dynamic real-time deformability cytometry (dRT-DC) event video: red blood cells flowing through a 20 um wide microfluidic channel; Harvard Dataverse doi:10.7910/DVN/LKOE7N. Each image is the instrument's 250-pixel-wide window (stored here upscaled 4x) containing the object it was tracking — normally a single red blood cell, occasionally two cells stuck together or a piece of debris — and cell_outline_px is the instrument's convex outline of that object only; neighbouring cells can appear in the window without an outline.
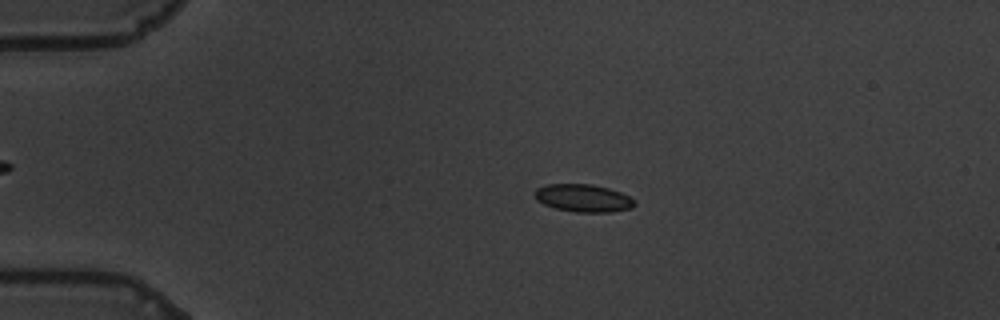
{"species": "common noctule bat (a hibernating species)", "species_latin": "Nyctalus noctula", "temperature_condition": "warm", "stored_images_in_passage": 59, "camera_frame_rate_fps": 3000, "um_per_image_px": 0.085, "animal": {"sex": "male", "body_mass_g": 19.5, "forearm_length_mm": 54.6}, "frame": {"image": 1, "passage_image": 13, "time_ms": 4.0, "image_size_px": [1000, 320], "cell_outline_px": [[636, 204], [632, 208], [612, 212], [576, 212], [556, 208], [544, 204], [536, 200], [536, 188], [548, 184], [592, 184], [608, 188], [620, 192], [636, 200]], "centroid_in_image_um": [49.61, 16.84], "position_along_channel_um": 35.4, "area_um2": 16.07}}
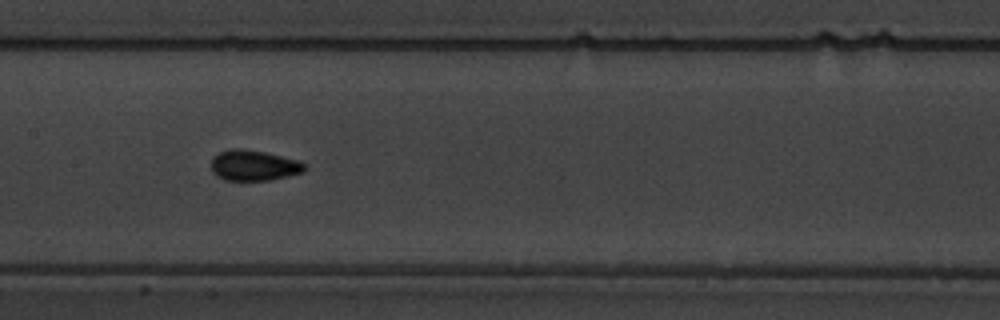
{"frame": {"image": 2, "passage_image": 30, "time_ms": 9.667, "image_size_px": [1000, 320], "cell_outline_px": [[308, 168], [304, 172], [288, 176], [268, 180], [224, 180], [216, 176], [212, 172], [212, 156], [228, 148], [244, 148], [264, 152], [296, 160], [304, 164]], "centroid_in_image_um": [21.54, 14.05], "position_along_channel_um": 185.9, "area_um2": 16.7}}
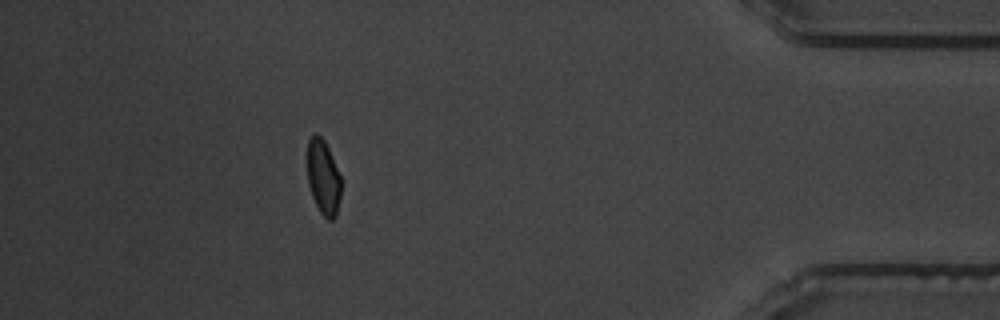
{"frame": {"image": 3, "passage_image": 53, "time_ms": 17.333, "image_size_px": [1000, 320], "cell_outline_px": [[340, 196], [336, 216], [332, 220], [328, 220], [320, 212], [312, 196], [308, 184], [308, 140], [316, 132], [324, 140], [328, 148], [340, 176]], "centroid_in_image_um": [27.47, 15.08], "position_along_channel_um": 407.7, "area_um2": 14.45}, "authors_computed_cell_mechanics": {"area_um2": 15.7794, "velocity_mm_per_s": 3.4825, "shape_relaxation_time_tau1_ms": 2.7623, "shape_relaxation_time_tau2_ms": 0.7556, "deformation_change_tau1": 0.1137, "deformation_change_tau2": 0.0516}}